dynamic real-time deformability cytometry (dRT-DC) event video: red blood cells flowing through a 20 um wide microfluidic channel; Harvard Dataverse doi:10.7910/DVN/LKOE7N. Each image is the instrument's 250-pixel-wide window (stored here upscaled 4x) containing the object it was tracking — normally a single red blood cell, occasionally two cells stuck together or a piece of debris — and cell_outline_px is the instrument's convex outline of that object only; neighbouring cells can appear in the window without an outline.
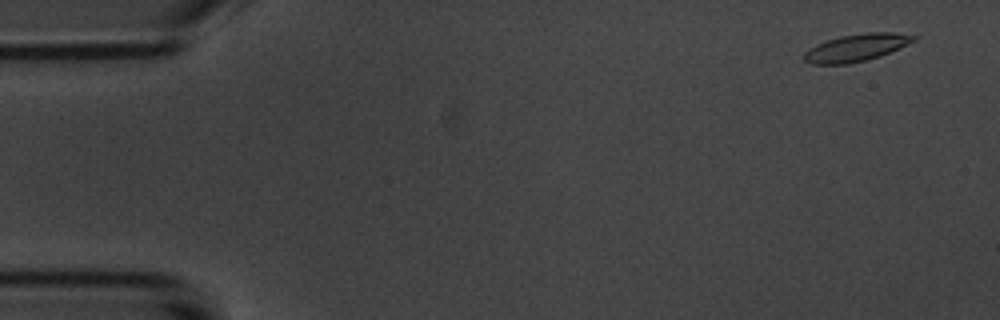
{"species": "common noctule bat (a hibernating species)", "species_latin": "Nyctalus noctula", "temperature_condition": "room temperature", "stored_images_in_passage": 5, "camera_frame_rate_fps": 3000, "um_per_image_px": 0.085, "animal": {"sex": "male", "body_mass_g": 20.1, "forearm_length_mm": 53.5}, "frame": {"image": 1, "passage_image": 1, "time_ms": 0.0, "image_size_px": [1000, 320], "cell_outline_px": [[916, 40], [908, 44], [880, 56], [848, 64], [812, 64], [804, 60], [804, 52], [808, 48], [816, 44], [840, 36], [868, 32], [896, 32], [916, 36]], "centroid_in_image_um": [72.77, 4.04], "position_along_channel_um": 12.2, "area_um2": 17.34}}
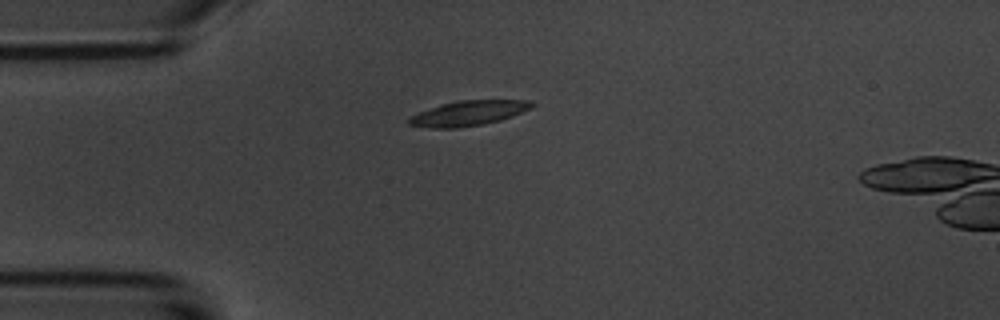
{"frame": {"image": 2, "passage_image": 4, "time_ms": 3.667, "image_size_px": [1000, 320], "cell_outline_px": [[536, 104], [532, 108], [512, 116], [500, 120], [484, 124], [456, 128], [428, 128], [408, 124], [404, 120], [408, 116], [440, 104], [460, 100], [528, 100]], "centroid_in_image_um": [39.77, 9.62], "position_along_channel_um": 45.2, "area_um2": 18.09}}